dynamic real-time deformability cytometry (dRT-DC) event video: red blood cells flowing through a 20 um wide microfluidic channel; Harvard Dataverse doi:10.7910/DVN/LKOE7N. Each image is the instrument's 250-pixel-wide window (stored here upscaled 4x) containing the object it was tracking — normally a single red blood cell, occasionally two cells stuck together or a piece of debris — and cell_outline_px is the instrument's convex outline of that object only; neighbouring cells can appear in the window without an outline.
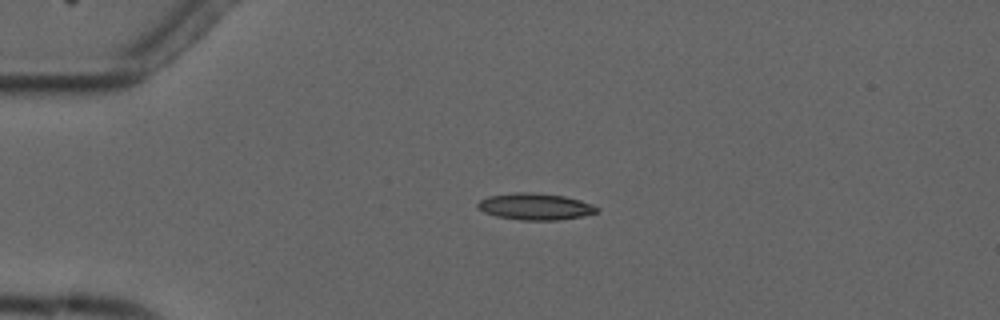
{"species": "common noctule bat (a hibernating species)", "species_latin": "Nyctalus noctula", "temperature_condition": "cold", "stored_images_in_passage": 4, "camera_frame_rate_fps": 3000, "um_per_image_px": 0.085, "animal": {"sex": "male", "forearm_length_mm": 52.5}, "frame": {"image": 1, "passage_image": 2, "time_ms": 4.0, "image_size_px": [1000, 320], "cell_outline_px": [[600, 212], [584, 216], [556, 220], [520, 220], [496, 216], [484, 212], [476, 204], [480, 200], [488, 196], [516, 192], [532, 192], [564, 196], [580, 200], [592, 204], [600, 208]], "centroid_in_image_um": [45.53, 17.56], "position_along_channel_um": 39.5, "area_um2": 18.55}}
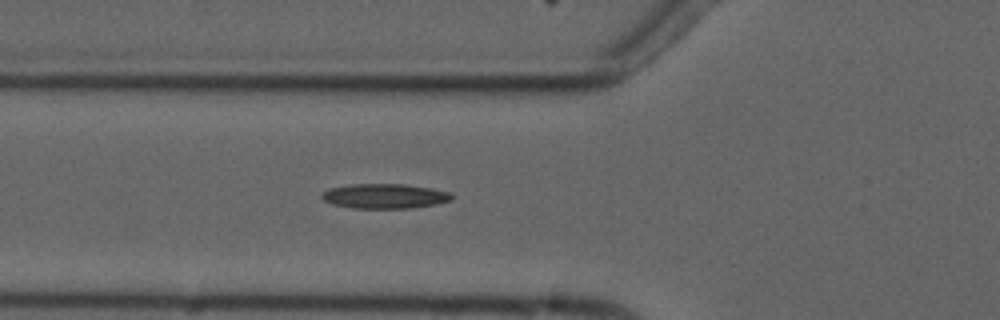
{"frame": {"image": 2, "passage_image": 4, "time_ms": 6.333, "image_size_px": [1000, 320], "cell_outline_px": [[452, 200], [436, 204], [412, 208], [352, 208], [332, 204], [324, 200], [320, 196], [328, 188], [352, 184], [404, 184], [432, 188], [452, 192]], "centroid_in_image_um": [32.72, 16.67], "position_along_channel_um": 93.1, "area_um2": 18.84}}